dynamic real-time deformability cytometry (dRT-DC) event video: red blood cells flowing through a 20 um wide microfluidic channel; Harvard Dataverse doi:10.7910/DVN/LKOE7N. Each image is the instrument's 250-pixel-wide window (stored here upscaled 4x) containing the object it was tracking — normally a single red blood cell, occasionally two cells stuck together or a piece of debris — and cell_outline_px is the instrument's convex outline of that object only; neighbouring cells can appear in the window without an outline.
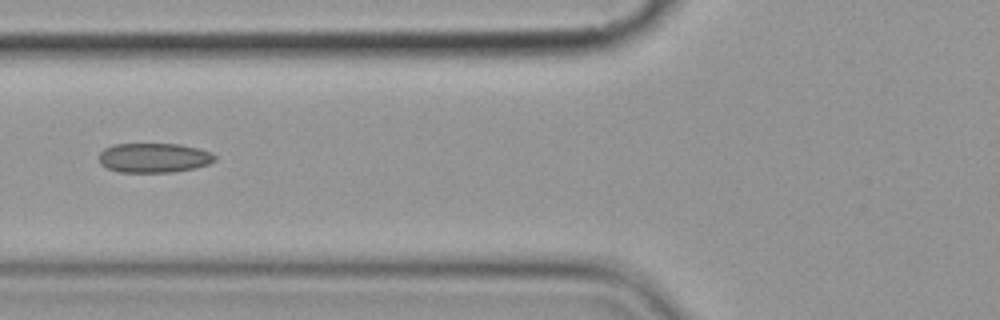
{"species": "common noctule bat (a hibernating species)", "species_latin": "Nyctalus noctula", "temperature_condition": "cold", "stored_images_in_passage": 8, "camera_frame_rate_fps": 3000, "um_per_image_px": 0.085, "animal": {"sex": "female", "body_mass_g": 19.9}, "frame": {"image": 1, "passage_image": 4, "time_ms": 3.667, "image_size_px": [1000, 320], "cell_outline_px": [[216, 160], [208, 164], [196, 168], [172, 172], [116, 172], [100, 164], [100, 152], [104, 148], [112, 144], [180, 144], [200, 148], [212, 152], [216, 156]], "centroid_in_image_um": [13.11, 13.41], "position_along_channel_um": 112.7, "area_um2": 20.17}}
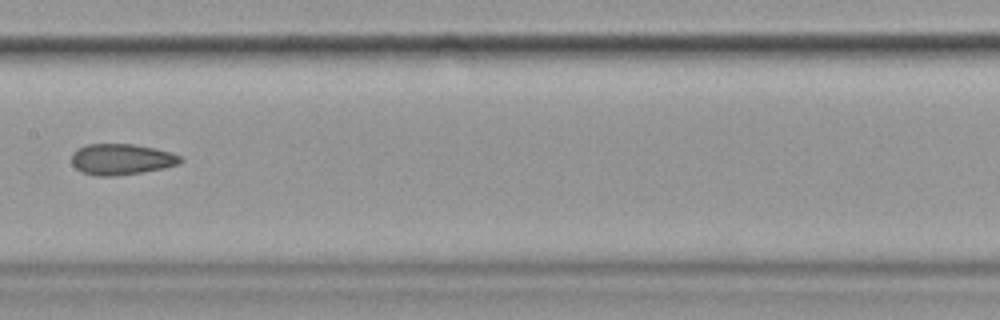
{"frame": {"image": 2, "passage_image": 6, "time_ms": 6.0, "image_size_px": [1000, 320], "cell_outline_px": [[184, 160], [180, 164], [164, 168], [116, 176], [96, 176], [84, 172], [76, 168], [72, 164], [72, 152], [76, 148], [88, 144], [132, 144], [172, 152], [180, 156]], "centroid_in_image_um": [10.32, 13.54], "position_along_channel_um": 197.1, "area_um2": 19.65}}
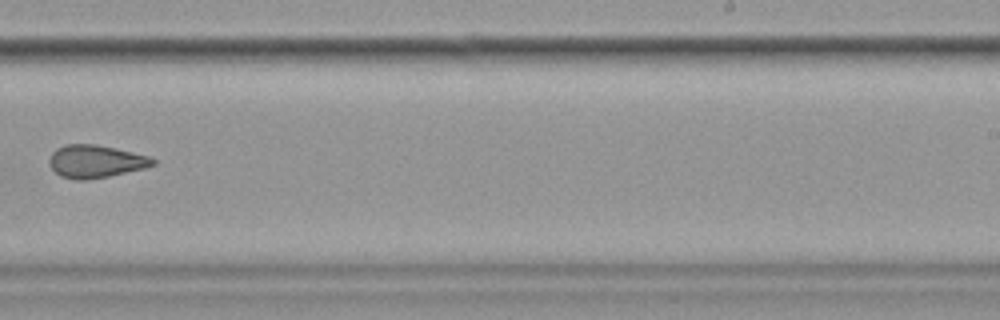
{"frame": {"image": 3, "passage_image": 8, "time_ms": 8.333, "image_size_px": [1000, 320], "cell_outline_px": [[156, 164], [144, 168], [108, 176], [84, 180], [76, 180], [60, 176], [48, 164], [48, 160], [52, 152], [56, 148], [64, 144], [96, 144], [132, 152], [148, 156], [156, 160]], "centroid_in_image_um": [8.09, 13.71], "position_along_channel_um": 280.9, "area_um2": 19.71}}